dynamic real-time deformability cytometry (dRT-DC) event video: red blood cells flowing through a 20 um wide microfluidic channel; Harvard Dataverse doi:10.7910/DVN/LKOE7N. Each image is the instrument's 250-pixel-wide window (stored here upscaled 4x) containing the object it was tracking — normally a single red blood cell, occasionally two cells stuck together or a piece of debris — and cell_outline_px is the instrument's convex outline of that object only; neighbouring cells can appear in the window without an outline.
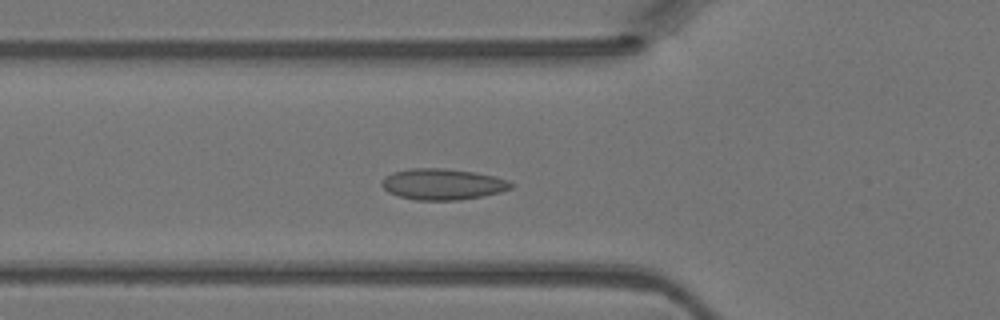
{"species": "Egyptian fruit bat (a non-hibernating species)", "species_latin": "Rousettus aegyptiacus", "temperature_condition": "warm", "stored_images_in_passage": 41, "camera_frame_rate_fps": 3000, "um_per_image_px": 0.085, "animal": {"sex": "female"}, "frame": {"image": 1, "passage_image": 10, "time_ms": 3.0, "image_size_px": [1000, 320], "cell_outline_px": [[512, 188], [500, 192], [480, 196], [456, 200], [416, 200], [400, 196], [388, 192], [380, 184], [392, 172], [412, 168], [444, 168], [476, 172], [508, 180], [512, 184]], "centroid_in_image_um": [37.62, 15.65], "position_along_channel_um": 88.2, "area_um2": 23.12}}
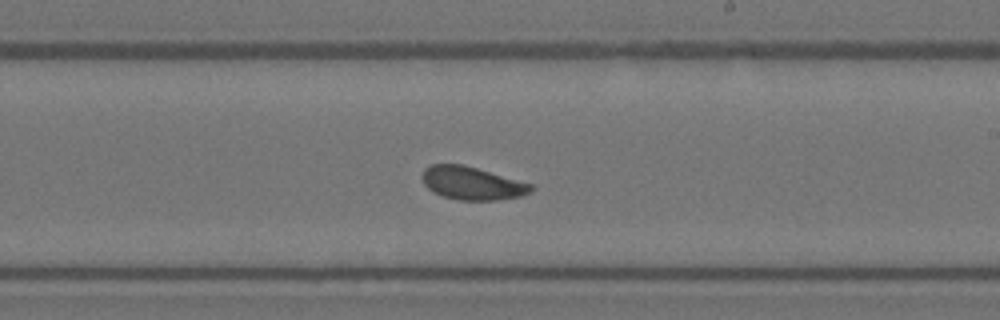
{"frame": {"image": 2, "passage_image": 21, "time_ms": 6.667, "image_size_px": [1000, 320], "cell_outline_px": [[536, 188], [532, 192], [520, 196], [496, 200], [460, 200], [444, 196], [432, 192], [424, 184], [424, 168], [432, 164], [464, 164], [532, 184]], "centroid_in_image_um": [40.16, 15.57], "position_along_channel_um": 248.8, "area_um2": 20.87}}
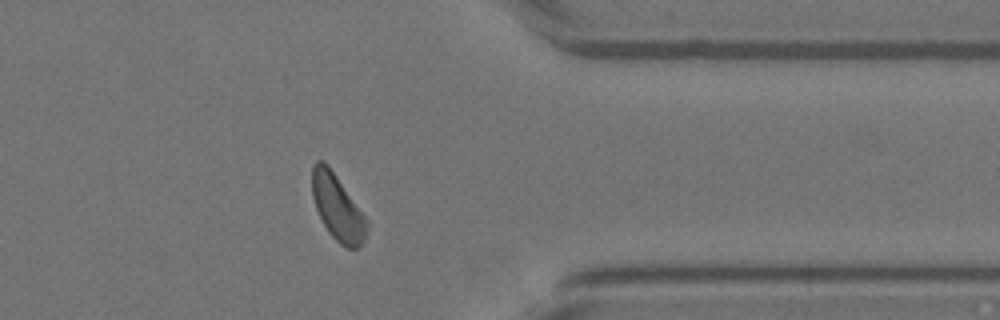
{"frame": {"image": 3, "passage_image": 31, "time_ms": 10.0, "image_size_px": [1000, 320], "cell_outline_px": [[368, 224], [364, 240], [356, 248], [348, 248], [340, 244], [328, 232], [316, 208], [312, 196], [312, 164], [316, 160], [324, 160], [328, 164], [368, 220]], "centroid_in_image_um": [28.67, 17.6], "position_along_channel_um": 382.7, "area_um2": 20.81}}